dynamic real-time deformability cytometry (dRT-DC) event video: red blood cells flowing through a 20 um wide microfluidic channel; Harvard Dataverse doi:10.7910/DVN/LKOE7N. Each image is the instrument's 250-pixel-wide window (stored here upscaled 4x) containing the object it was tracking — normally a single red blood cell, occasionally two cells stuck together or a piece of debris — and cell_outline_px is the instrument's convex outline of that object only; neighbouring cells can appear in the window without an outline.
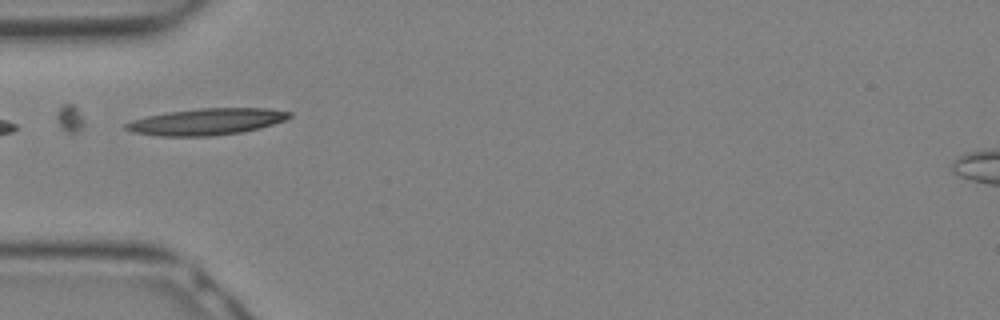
{"species": "Egyptian fruit bat (a non-hibernating species)", "species_latin": "Rousettus aegyptiacus", "temperature_condition": "warm", "stored_images_in_passage": 13, "camera_frame_rate_fps": 3000, "um_per_image_px": 0.085, "animal": {"sex": "female"}, "frame": {"image": 1, "passage_image": 1, "time_ms": 0.0, "image_size_px": [1000, 320], "cell_outline_px": [[292, 116], [284, 120], [260, 128], [244, 132], [208, 136], [160, 136], [132, 132], [124, 128], [124, 124], [132, 120], [148, 116], [168, 112], [200, 108], [268, 108], [292, 112]], "centroid_in_image_um": [17.57, 10.34], "position_along_channel_um": 67.4, "area_um2": 25.26}}
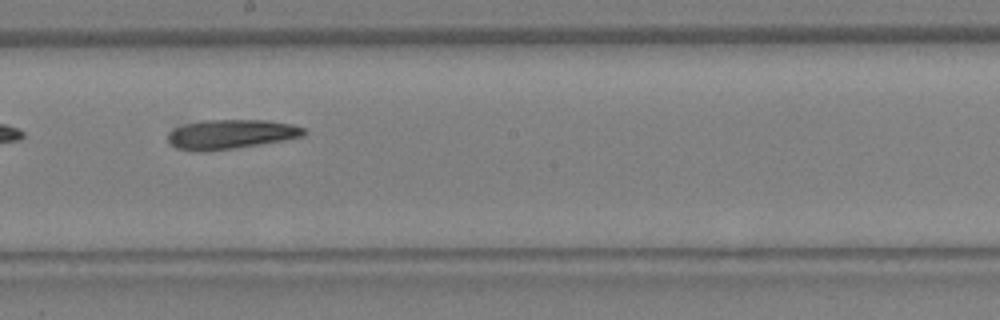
{"frame": {"image": 2, "passage_image": 8, "time_ms": 2.333, "image_size_px": [1000, 320], "cell_outline_px": [[308, 132], [304, 136], [284, 140], [232, 148], [200, 152], [176, 148], [168, 140], [168, 132], [172, 128], [180, 124], [204, 120], [264, 120], [292, 124], [304, 128]], "centroid_in_image_um": [19.59, 11.39], "position_along_channel_um": 228.6, "area_um2": 23.35}}
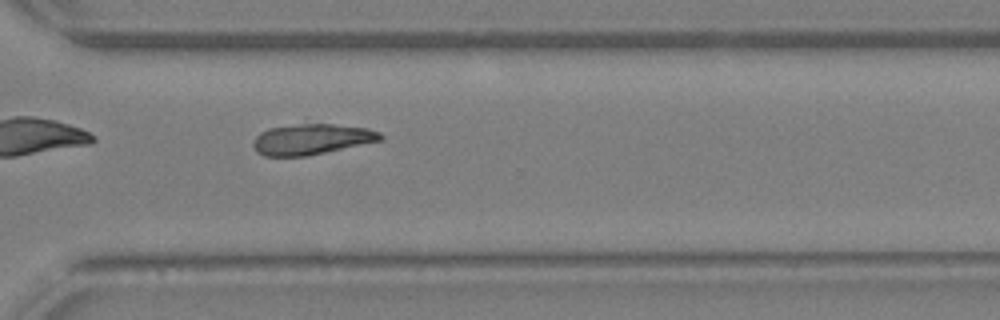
{"frame": {"image": 3, "passage_image": 13, "time_ms": 4.0, "image_size_px": [1000, 320], "cell_outline_px": [[384, 136], [380, 140], [324, 152], [304, 156], [264, 156], [256, 152], [252, 144], [252, 140], [260, 132], [268, 128], [300, 124], [332, 124], [368, 128], [380, 132]], "centroid_in_image_um": [26.43, 11.83], "position_along_channel_um": 344.2, "area_um2": 22.48}}